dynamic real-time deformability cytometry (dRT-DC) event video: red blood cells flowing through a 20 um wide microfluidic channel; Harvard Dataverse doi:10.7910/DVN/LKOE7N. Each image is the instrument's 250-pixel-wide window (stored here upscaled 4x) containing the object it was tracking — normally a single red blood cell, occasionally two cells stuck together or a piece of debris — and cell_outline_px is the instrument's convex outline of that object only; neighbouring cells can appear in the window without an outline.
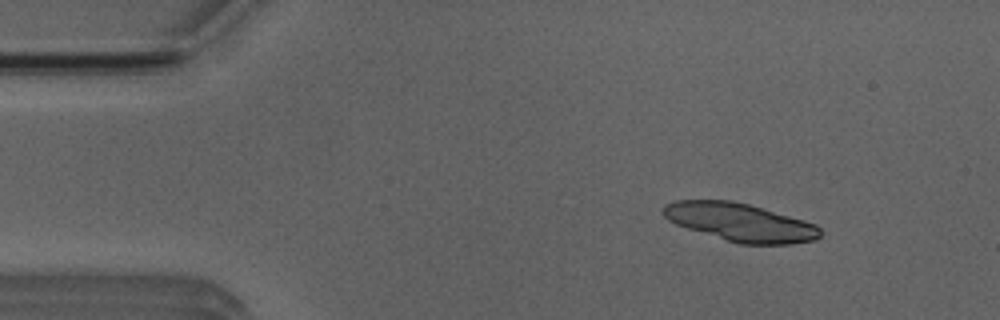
{"species": "Egyptian fruit bat (a non-hibernating species)", "species_latin": "Rousettus aegyptiacus", "temperature_condition": "room temperature", "stored_images_in_passage": 3, "camera_frame_rate_fps": 3000, "um_per_image_px": 0.085, "animal": {"sex": "male"}, "frame": {"image": 1, "passage_image": 1, "time_ms": 0.0, "image_size_px": [1000, 320], "cell_outline_px": [[820, 236], [816, 240], [792, 244], [740, 244], [688, 228], [676, 224], [668, 220], [664, 216], [664, 204], [676, 200], [732, 200], [748, 204], [804, 220], [816, 224], [820, 228]], "centroid_in_image_um": [62.93, 18.89], "position_along_channel_um": 22.1, "area_um2": 34.56}}